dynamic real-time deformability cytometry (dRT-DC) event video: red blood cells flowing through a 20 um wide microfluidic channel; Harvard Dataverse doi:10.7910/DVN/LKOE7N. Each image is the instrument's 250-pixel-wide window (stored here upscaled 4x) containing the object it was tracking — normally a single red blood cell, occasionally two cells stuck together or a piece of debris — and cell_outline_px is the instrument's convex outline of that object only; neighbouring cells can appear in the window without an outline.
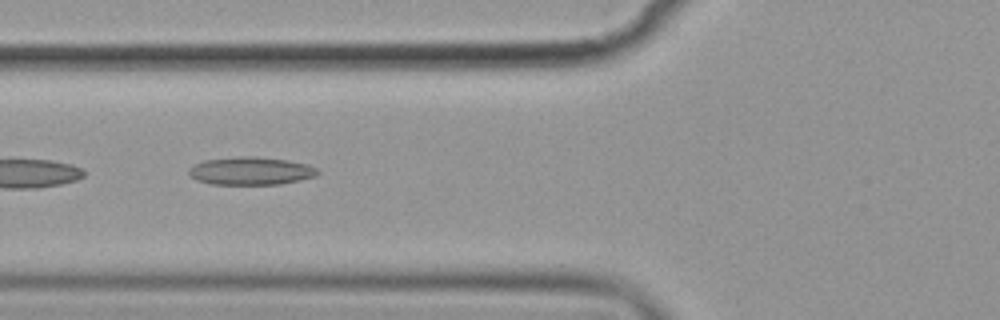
{"species": "common noctule bat (a hibernating species)", "species_latin": "Nyctalus noctula", "temperature_condition": "cold", "stored_images_in_passage": 6, "camera_frame_rate_fps": 3000, "um_per_image_px": 0.085, "animal": {"sex": "female", "body_mass_g": 19.9}, "frame": {"image": 1, "passage_image": 4, "time_ms": 3.333, "image_size_px": [1000, 320], "cell_outline_px": [[320, 172], [316, 176], [300, 180], [280, 184], [212, 184], [196, 180], [188, 172], [188, 168], [204, 160], [240, 156], [256, 156], [288, 160], [308, 164], [316, 168]], "centroid_in_image_um": [21.34, 14.52], "position_along_channel_um": 104.5, "area_um2": 20.98}}
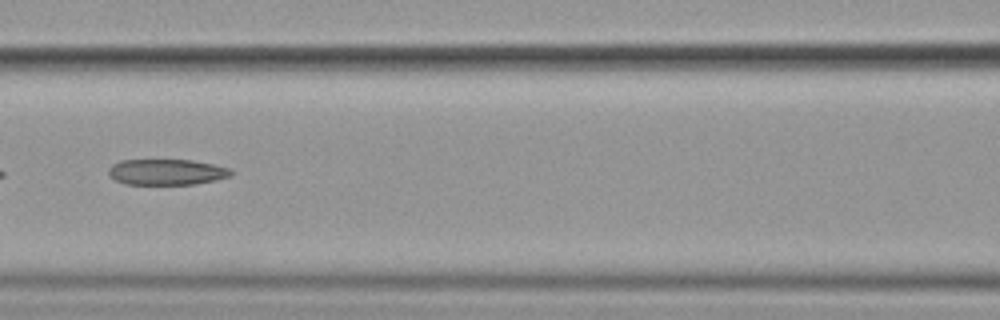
{"frame": {"image": 2, "passage_image": 5, "time_ms": 4.667, "image_size_px": [1000, 320], "cell_outline_px": [[232, 176], [216, 180], [196, 184], [124, 184], [116, 180], [108, 172], [108, 168], [112, 164], [120, 160], [192, 160], [212, 164], [228, 168], [232, 172]], "centroid_in_image_um": [14.16, 14.62], "position_along_channel_um": 152.4, "area_um2": 18.38}}
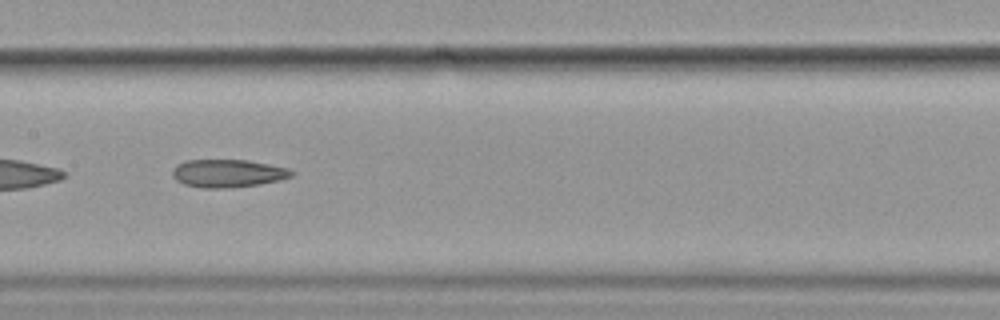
{"frame": {"image": 3, "passage_image": 6, "time_ms": 5.667, "image_size_px": [1000, 320], "cell_outline_px": [[296, 172], [292, 176], [280, 180], [232, 188], [200, 188], [184, 184], [176, 180], [172, 176], [172, 172], [176, 164], [184, 160], [248, 160], [288, 168]], "centroid_in_image_um": [19.34, 14.73], "position_along_channel_um": 188.1, "area_um2": 19.48}}